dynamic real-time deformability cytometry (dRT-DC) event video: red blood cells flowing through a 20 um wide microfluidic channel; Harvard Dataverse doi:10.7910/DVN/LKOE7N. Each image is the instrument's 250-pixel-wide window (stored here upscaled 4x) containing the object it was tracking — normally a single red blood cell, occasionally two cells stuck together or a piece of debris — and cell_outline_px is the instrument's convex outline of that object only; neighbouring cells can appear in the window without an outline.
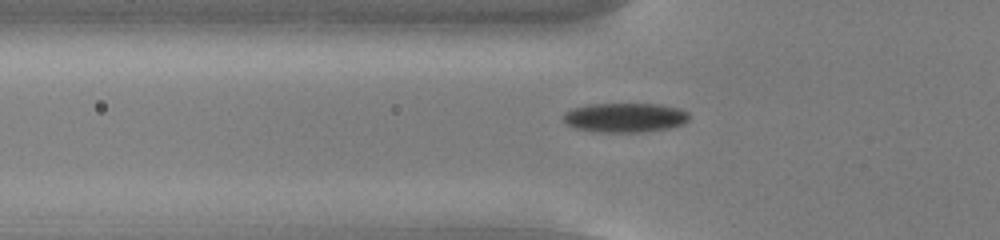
{"species": "common noctule bat (a hibernating species)", "species_latin": "Nyctalus noctula", "temperature_condition": "cold", "stored_images_in_passage": 38, "camera_frame_rate_fps": 3000, "um_per_image_px": 0.085, "animal": {"sex": "male", "body_mass_g": 13.0, "forearm_length_mm": 53.1}, "frame": {"image": 1, "passage_image": 2, "time_ms": 0.333, "image_size_px": [1000, 240], "cell_outline_px": [[688, 120], [684, 124], [668, 128], [640, 132], [596, 132], [576, 128], [568, 124], [564, 120], [564, 112], [572, 108], [588, 104], [660, 104], [680, 108], [688, 112]], "centroid_in_image_um": [53.13, 9.99], "position_along_channel_um": 72.7, "area_um2": 21.56}}
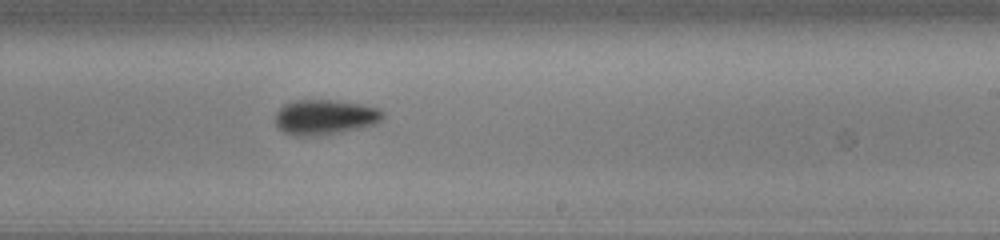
{"frame": {"image": 2, "passage_image": 17, "time_ms": 5.333, "image_size_px": [1000, 240], "cell_outline_px": [[384, 116], [376, 124], [360, 128], [336, 132], [304, 136], [296, 136], [284, 132], [276, 124], [276, 112], [284, 104], [296, 100], [336, 100], [360, 104], [380, 108], [384, 112]], "centroid_in_image_um": [27.64, 9.93], "position_along_channel_um": 261.4, "area_um2": 21.73}}
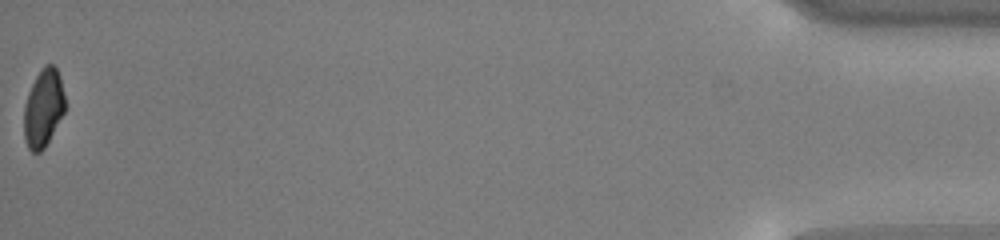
{"frame": {"image": 3, "passage_image": 38, "time_ms": 12.333, "image_size_px": [1000, 240], "cell_outline_px": [[64, 112], [44, 148], [40, 152], [32, 152], [28, 148], [24, 140], [24, 104], [28, 92], [36, 76], [44, 64], [52, 64], [56, 68], [60, 76], [64, 96]], "centroid_in_image_um": [3.66, 9.18], "position_along_channel_um": 431.5, "area_um2": 18.5}, "authors_computed_cell_mechanics": {"area_um2": 21.2704, "velocity_mm_per_s": 3.7825, "shape_relaxation_time_tau1_ms": 2.1629, "shape_relaxation_time_tau2_ms": null, "deformation_change_tau1": 0.1124, "deformation_change_tau2": null}}